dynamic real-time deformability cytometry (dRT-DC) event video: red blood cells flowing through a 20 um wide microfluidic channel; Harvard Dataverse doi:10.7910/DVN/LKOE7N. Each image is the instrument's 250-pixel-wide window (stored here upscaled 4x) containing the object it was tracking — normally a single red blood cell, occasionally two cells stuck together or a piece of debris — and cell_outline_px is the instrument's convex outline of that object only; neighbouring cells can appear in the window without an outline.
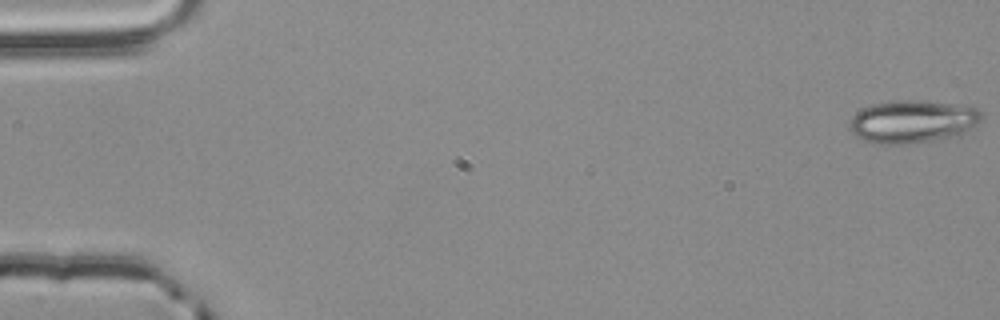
{"species": "common noctule bat (a hibernating species)", "species_latin": "Nyctalus noctula", "temperature_condition": "room temperature", "stored_images_in_passage": 4, "camera_frame_rate_fps": 3000, "um_per_image_px": 0.085, "animal": {"sex": "male", "body_mass_g": 20.4}, "frame": {"image": 1, "passage_image": 1, "time_ms": 0.0, "image_size_px": [1000, 320], "cell_outline_px": [[984, 116], [968, 132], [956, 136], [904, 144], [872, 144], [856, 136], [848, 128], [848, 124], [852, 116], [856, 112], [872, 104], [896, 100], [920, 100], [964, 104], [976, 108]], "centroid_in_image_um": [77.57, 10.32], "position_along_channel_um": 7.4, "area_um2": 33.29}}